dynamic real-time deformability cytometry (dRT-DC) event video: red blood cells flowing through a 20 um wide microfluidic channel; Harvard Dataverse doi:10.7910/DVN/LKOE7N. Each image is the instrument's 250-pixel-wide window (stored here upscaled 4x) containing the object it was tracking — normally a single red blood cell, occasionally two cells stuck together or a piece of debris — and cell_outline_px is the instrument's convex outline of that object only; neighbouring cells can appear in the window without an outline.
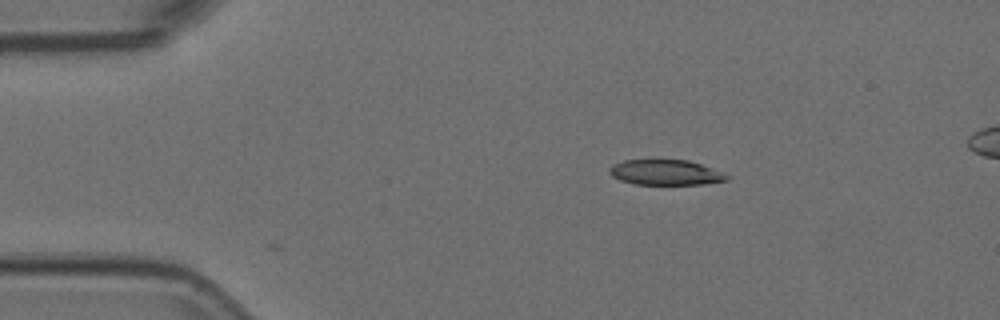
{"species": "Egyptian fruit bat (a non-hibernating species)", "species_latin": "Rousettus aegyptiacus", "temperature_condition": "room temperature", "stored_images_in_passage": 3, "camera_frame_rate_fps": 3000, "um_per_image_px": 0.085, "animal": {"sex": "female"}, "frame": {"image": 1, "passage_image": 1, "time_ms": 0.0, "image_size_px": [1000, 320], "cell_outline_px": [[732, 176], [728, 180], [704, 184], [636, 184], [620, 180], [612, 176], [608, 172], [608, 168], [612, 164], [624, 160], [652, 156], [688, 160], [712, 168]], "centroid_in_image_um": [56.53, 14.6], "position_along_channel_um": 28.5, "area_um2": 18.26}}